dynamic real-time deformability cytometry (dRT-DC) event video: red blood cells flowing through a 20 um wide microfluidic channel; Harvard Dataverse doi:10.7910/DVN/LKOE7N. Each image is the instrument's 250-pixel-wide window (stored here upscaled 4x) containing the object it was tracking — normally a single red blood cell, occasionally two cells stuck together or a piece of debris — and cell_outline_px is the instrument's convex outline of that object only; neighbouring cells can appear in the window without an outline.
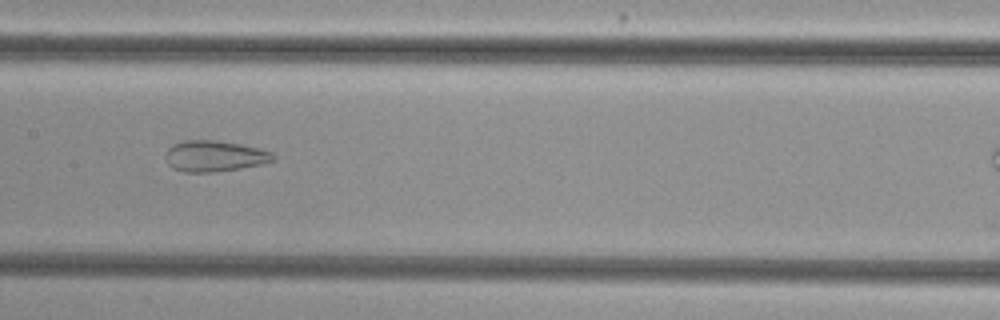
{"species": "common noctule bat (a hibernating species)", "species_latin": "Nyctalus noctula", "temperature_condition": "cold", "stored_images_in_passage": 27, "camera_frame_rate_fps": 3000, "um_per_image_px": 0.085, "animal": {"sex": "female", "body_mass_g": 29.2, "forearm_length_mm": 56.3}, "frame": {"image": 1, "passage_image": 10, "time_ms": 3.0, "image_size_px": [1000, 320], "cell_outline_px": [[276, 156], [272, 160], [260, 164], [240, 168], [212, 172], [184, 172], [172, 168], [168, 164], [164, 156], [168, 148], [172, 144], [184, 140], [216, 140], [240, 144], [260, 148], [272, 152]], "centroid_in_image_um": [18.19, 13.26], "position_along_channel_um": 189.2, "area_um2": 19.48}}
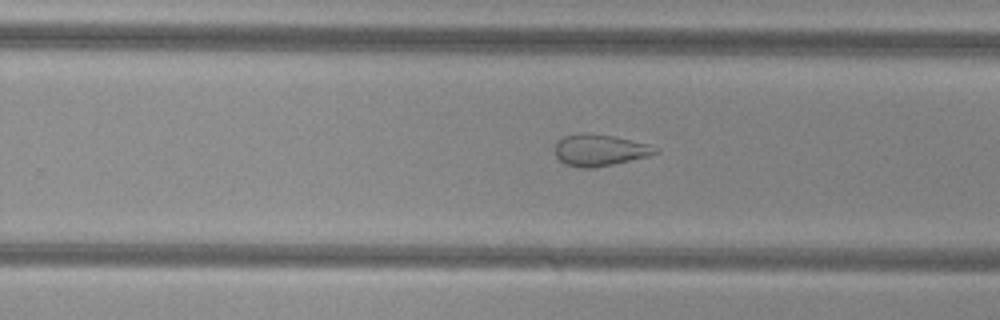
{"frame": {"image": 2, "passage_image": 17, "time_ms": 5.333, "image_size_px": [1000, 320], "cell_outline_px": [[660, 152], [648, 156], [612, 164], [592, 168], [580, 168], [564, 164], [556, 156], [556, 144], [564, 136], [576, 132], [584, 132], [612, 136], [648, 144], [660, 148]], "centroid_in_image_um": [50.98, 12.75], "position_along_channel_um": 278.8, "area_um2": 18.44}}
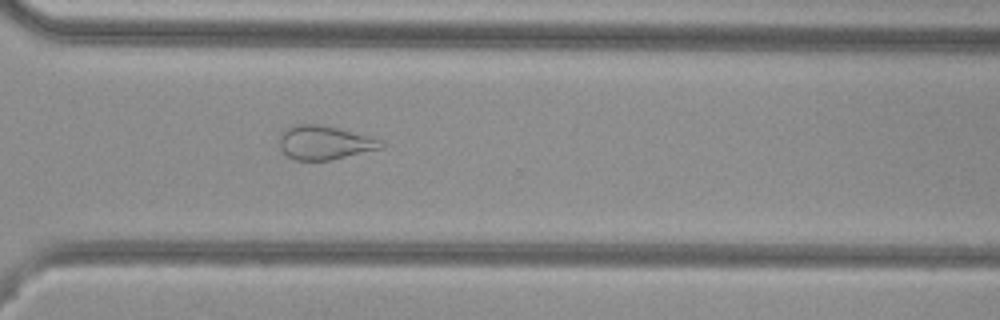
{"frame": {"image": 3, "passage_image": 22, "time_ms": 7.0, "image_size_px": [1000, 320], "cell_outline_px": [[384, 148], [332, 160], [292, 160], [280, 148], [280, 132], [284, 128], [300, 124], [320, 124], [336, 128], [380, 140], [384, 144]], "centroid_in_image_um": [27.55, 12.14], "position_along_channel_um": 343.0, "area_um2": 19.94}}